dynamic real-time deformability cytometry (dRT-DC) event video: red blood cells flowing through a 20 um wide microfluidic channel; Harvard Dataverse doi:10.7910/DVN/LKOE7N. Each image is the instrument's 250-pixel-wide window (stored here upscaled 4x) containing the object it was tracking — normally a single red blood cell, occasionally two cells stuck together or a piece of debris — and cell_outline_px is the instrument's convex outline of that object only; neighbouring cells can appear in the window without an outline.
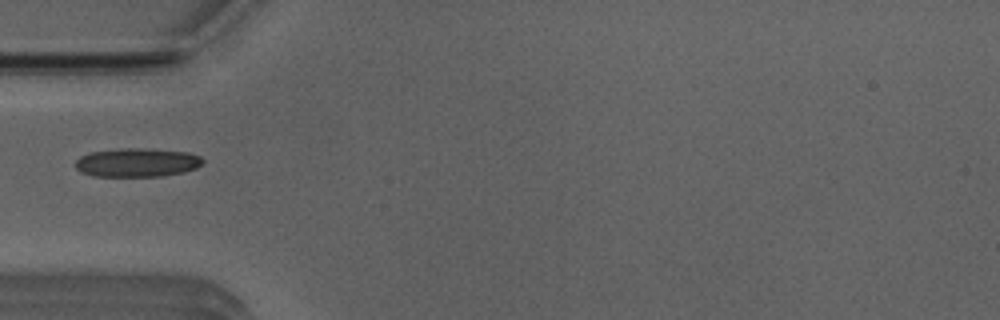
{"species": "Egyptian fruit bat (a non-hibernating species)", "species_latin": "Rousettus aegyptiacus", "temperature_condition": "room temperature", "stored_images_in_passage": 36, "camera_frame_rate_fps": 3000, "um_per_image_px": 0.085, "animal": {"sex": "male"}, "frame": {"image": 1, "passage_image": 1, "time_ms": 0.0, "image_size_px": [1000, 320], "cell_outline_px": [[204, 160], [196, 168], [184, 172], [160, 176], [92, 176], [80, 172], [76, 168], [76, 160], [80, 156], [92, 152], [120, 148], [144, 148], [188, 152], [200, 156]], "centroid_in_image_um": [11.64, 13.81], "position_along_channel_um": 73.4, "area_um2": 21.33}}
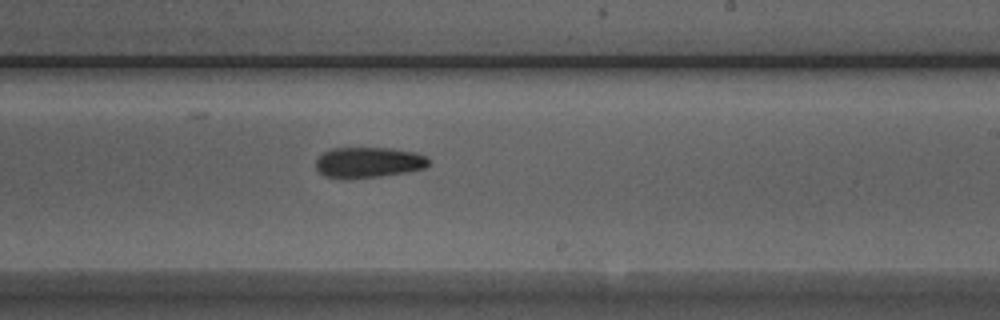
{"frame": {"image": 2, "passage_image": 15, "time_ms": 4.667, "image_size_px": [1000, 320], "cell_outline_px": [[428, 164], [424, 168], [408, 172], [380, 176], [348, 180], [340, 180], [324, 176], [316, 168], [316, 160], [324, 152], [332, 148], [388, 148], [416, 152], [424, 156], [428, 160]], "centroid_in_image_um": [31.27, 13.83], "position_along_channel_um": 257.7, "area_um2": 20.35}}
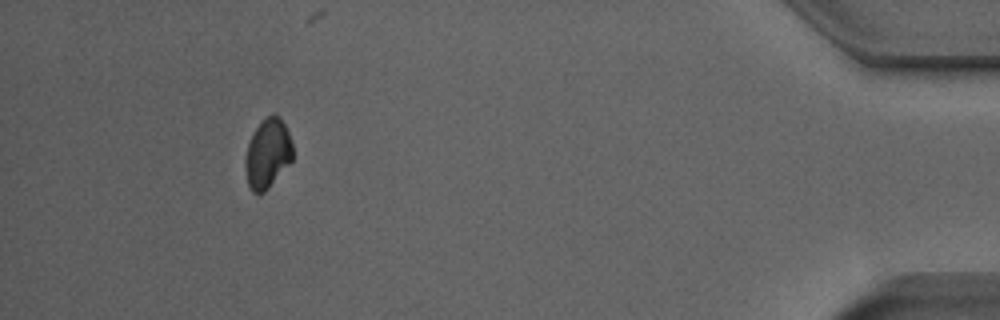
{"frame": {"image": 3, "passage_image": 32, "time_ms": 10.333, "image_size_px": [1000, 320], "cell_outline_px": [[292, 160], [268, 188], [264, 192], [252, 192], [248, 184], [244, 168], [244, 164], [248, 144], [256, 128], [272, 112], [284, 124], [288, 132], [292, 144]], "centroid_in_image_um": [22.73, 13.08], "position_along_channel_um": 412.5, "area_um2": 18.73}}